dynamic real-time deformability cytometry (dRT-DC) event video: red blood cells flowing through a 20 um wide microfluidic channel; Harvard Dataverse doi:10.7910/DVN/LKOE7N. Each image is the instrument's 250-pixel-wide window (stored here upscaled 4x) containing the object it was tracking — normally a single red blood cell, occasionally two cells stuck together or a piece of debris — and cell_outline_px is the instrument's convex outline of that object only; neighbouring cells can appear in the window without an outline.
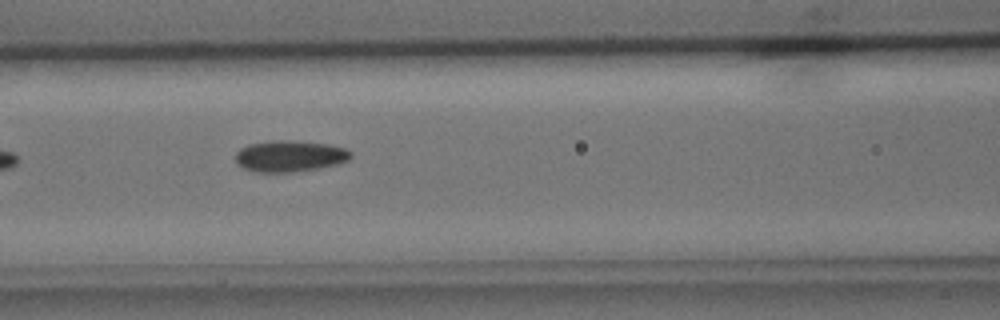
{"species": "common noctule bat (a hibernating species)", "species_latin": "Nyctalus noctula", "temperature_condition": "cold", "stored_images_in_passage": 4, "camera_frame_rate_fps": 3000, "um_per_image_px": 0.085, "animal": {"sex": "male", "body_mass_g": 15.6}, "frame": {"image": 1, "passage_image": 4, "time_ms": 3.333, "image_size_px": [1000, 320], "cell_outline_px": [[352, 156], [348, 160], [340, 164], [320, 168], [292, 172], [252, 172], [236, 164], [236, 152], [240, 148], [248, 144], [276, 140], [288, 140], [328, 144], [344, 148], [352, 152]], "centroid_in_image_um": [24.63, 13.28], "position_along_channel_um": 142.0, "area_um2": 21.21}}